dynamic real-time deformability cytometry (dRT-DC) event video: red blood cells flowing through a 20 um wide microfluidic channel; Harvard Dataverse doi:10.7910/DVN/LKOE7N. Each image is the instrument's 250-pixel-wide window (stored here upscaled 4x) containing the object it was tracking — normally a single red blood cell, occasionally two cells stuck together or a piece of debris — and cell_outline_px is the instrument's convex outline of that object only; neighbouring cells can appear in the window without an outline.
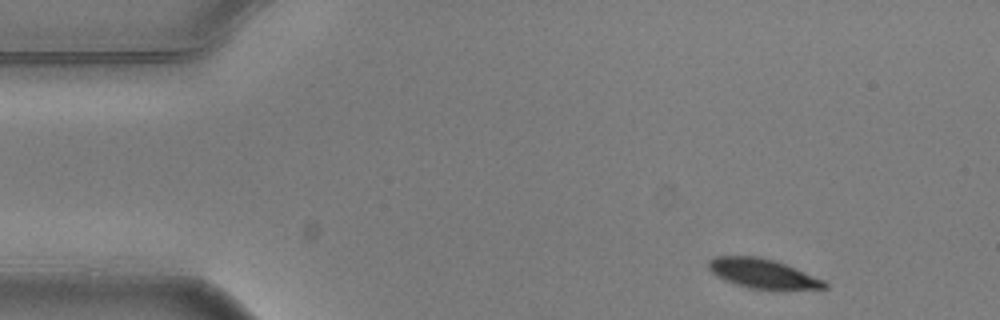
{"species": "common noctule bat (a hibernating species)", "species_latin": "Nyctalus noctula", "temperature_condition": "warm", "stored_images_in_passage": 10, "camera_frame_rate_fps": 3000, "um_per_image_px": 0.085, "animal": {"sex": "male", "body_mass_g": 20.5, "forearm_length_mm": 52.5}, "frame": {"image": 1, "passage_image": 1, "time_ms": 0.0, "image_size_px": [1000, 320], "cell_outline_px": [[828, 288], [748, 288], [724, 280], [712, 272], [708, 268], [708, 260], [716, 256], [760, 256], [796, 268], [824, 280], [828, 284]], "centroid_in_image_um": [64.79, 23.22], "position_along_channel_um": 20.2, "area_um2": 19.42}}
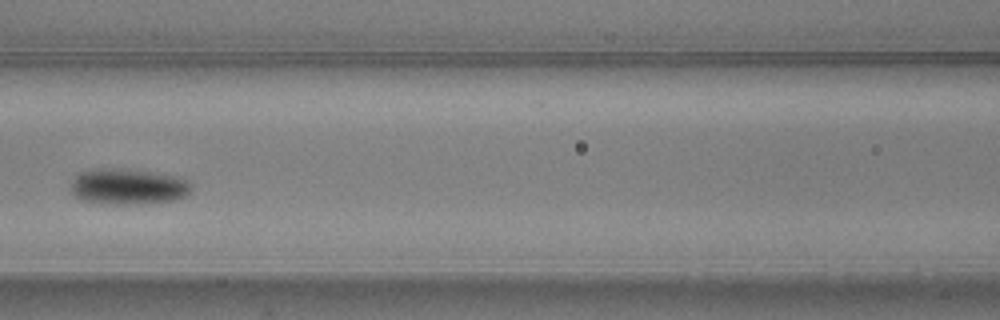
{"frame": {"image": 2, "passage_image": 6, "time_ms": 1.667, "image_size_px": [1000, 320], "cell_outline_px": [[192, 188], [184, 196], [176, 200], [148, 204], [104, 204], [80, 200], [72, 192], [72, 180], [80, 172], [112, 168], [116, 168], [152, 172], [180, 176], [192, 184]], "centroid_in_image_um": [10.93, 15.88], "position_along_channel_um": 155.7, "area_um2": 25.26}}
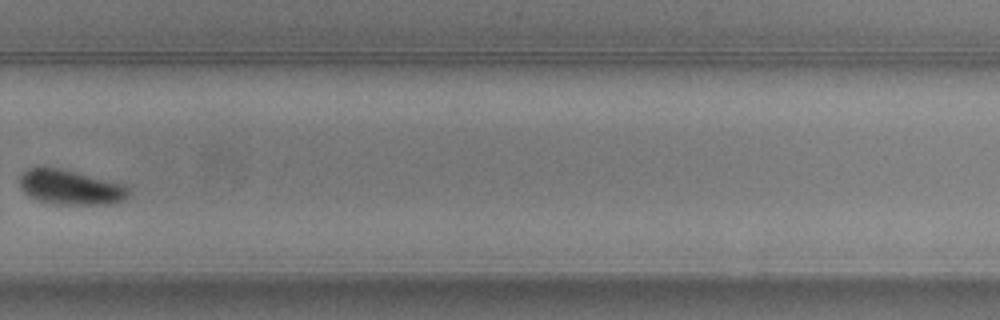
{"frame": {"image": 3, "passage_image": 10, "time_ms": 3.0, "image_size_px": [1000, 320], "cell_outline_px": [[128, 196], [124, 200], [112, 204], [60, 204], [40, 200], [24, 192], [20, 188], [20, 176], [28, 168], [44, 164], [124, 184], [128, 188]], "centroid_in_image_um": [5.97, 15.88], "position_along_channel_um": 323.8, "area_um2": 22.14}}